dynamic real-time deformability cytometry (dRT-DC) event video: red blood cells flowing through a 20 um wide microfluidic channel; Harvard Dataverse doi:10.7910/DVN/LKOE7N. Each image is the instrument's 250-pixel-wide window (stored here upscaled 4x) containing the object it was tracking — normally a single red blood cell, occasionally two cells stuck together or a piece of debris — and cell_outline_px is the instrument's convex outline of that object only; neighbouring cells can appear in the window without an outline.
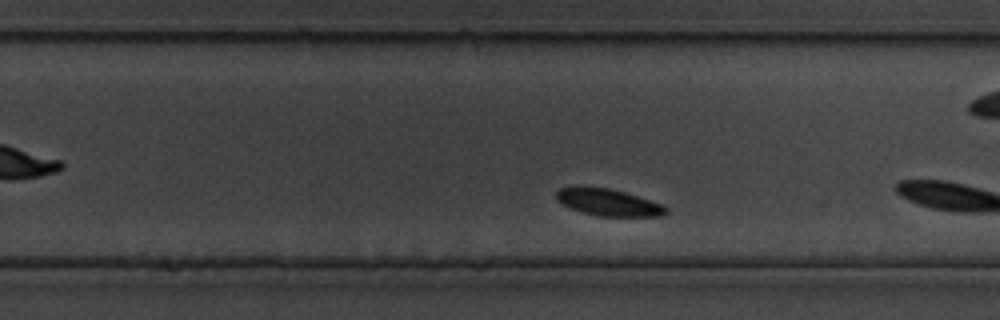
{"species": "common noctule bat (a hibernating species)", "species_latin": "Nyctalus noctula", "temperature_condition": "cold", "stored_images_in_passage": 67, "camera_frame_rate_fps": 3000, "um_per_image_px": 0.085, "animal": {"sex": "male", "body_mass_g": 19.5, "forearm_length_mm": 54.6}, "frame": {"image": 1, "passage_image": 39, "time_ms": 12.667, "image_size_px": [1000, 320], "cell_outline_px": [[668, 212], [660, 216], [600, 216], [584, 212], [572, 208], [556, 200], [556, 192], [560, 188], [572, 184], [608, 188], [624, 192], [664, 204], [668, 208]], "centroid_in_image_um": [51.69, 17.17], "position_along_channel_um": 278.1, "area_um2": 17.4}}